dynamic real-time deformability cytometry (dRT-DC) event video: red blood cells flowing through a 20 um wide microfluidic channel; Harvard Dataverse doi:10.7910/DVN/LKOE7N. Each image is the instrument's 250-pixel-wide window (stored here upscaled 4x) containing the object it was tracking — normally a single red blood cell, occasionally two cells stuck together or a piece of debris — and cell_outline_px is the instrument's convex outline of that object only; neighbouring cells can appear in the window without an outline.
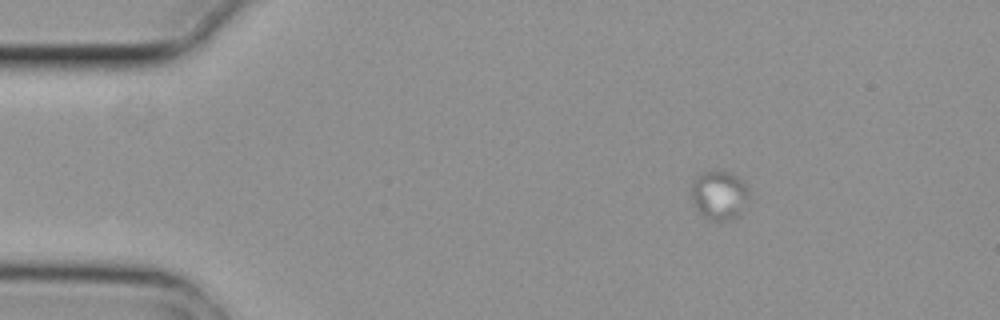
{"species": "common noctule bat (a hibernating species)", "species_latin": "Nyctalus noctula", "temperature_condition": "cold", "stored_images_in_passage": 5, "camera_frame_rate_fps": 3000, "um_per_image_px": 0.085, "animal": {"sex": "female", "body_mass_g": 29.2, "forearm_length_mm": 56.3}, "frame": {"image": 1, "passage_image": 1, "time_ms": 0.0, "image_size_px": [1000, 320], "cell_outline_px": [[748, 192], [740, 212], [732, 220], [720, 224], [708, 220], [700, 212], [692, 200], [692, 184], [696, 176], [704, 172], [720, 168], [736, 176], [748, 188]], "centroid_in_image_um": [61.1, 16.6], "position_along_channel_um": 23.9, "area_um2": 16.47}}
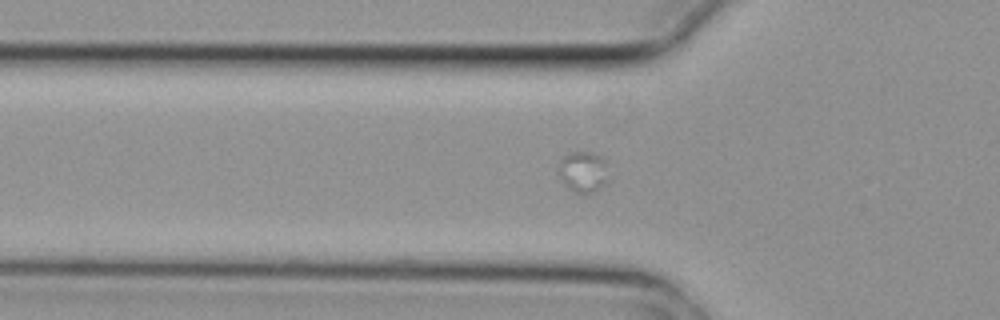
{"frame": {"image": 2, "passage_image": 4, "time_ms": 1.0, "image_size_px": [1000, 320], "cell_outline_px": [[608, 180], [604, 184], [592, 192], [576, 192], [564, 184], [560, 176], [560, 156], [572, 152], [592, 152], [600, 156], [604, 160]], "centroid_in_image_um": [49.56, 14.56], "position_along_channel_um": 76.2, "area_um2": 11.56}}